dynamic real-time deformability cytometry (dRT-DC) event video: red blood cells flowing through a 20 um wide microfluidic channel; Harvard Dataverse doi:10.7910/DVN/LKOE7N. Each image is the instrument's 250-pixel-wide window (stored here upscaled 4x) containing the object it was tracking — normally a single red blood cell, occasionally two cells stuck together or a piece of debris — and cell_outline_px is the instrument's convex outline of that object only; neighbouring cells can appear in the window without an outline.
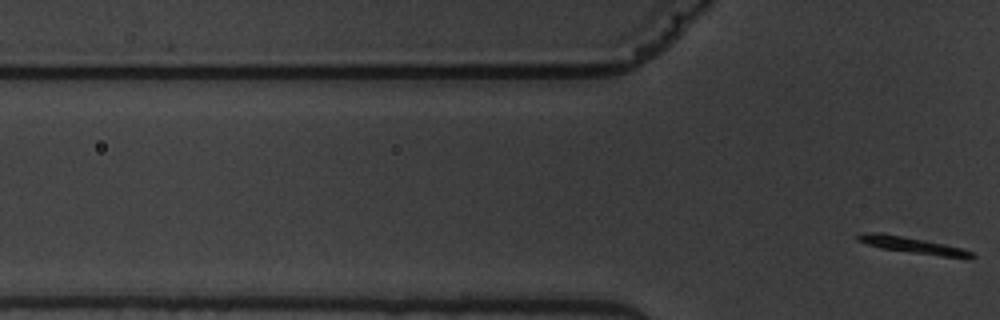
{"species": "common noctule bat (a hibernating species)", "species_latin": "Nyctalus noctula", "temperature_condition": "warm", "stored_images_in_passage": 5, "segment_of_instrument_passage": [2, 2], "camera_frame_rate_fps": 3000, "um_per_image_px": 0.085, "animal": {"sex": "male", "body_mass_g": 19.5, "forearm_length_mm": 54.6}, "frame": {"image": 1, "passage_image": 5, "time_ms": 5.667, "image_size_px": [1000, 320], "cell_outline_px": [[976, 256], [968, 260], [884, 248], [868, 244], [856, 240], [856, 236], [860, 232], [880, 232], [924, 240], [944, 244], [960, 248], [972, 252]], "centroid_in_image_um": [77.61, 20.85], "position_along_channel_um": 48.2, "area_um2": 10.75}}